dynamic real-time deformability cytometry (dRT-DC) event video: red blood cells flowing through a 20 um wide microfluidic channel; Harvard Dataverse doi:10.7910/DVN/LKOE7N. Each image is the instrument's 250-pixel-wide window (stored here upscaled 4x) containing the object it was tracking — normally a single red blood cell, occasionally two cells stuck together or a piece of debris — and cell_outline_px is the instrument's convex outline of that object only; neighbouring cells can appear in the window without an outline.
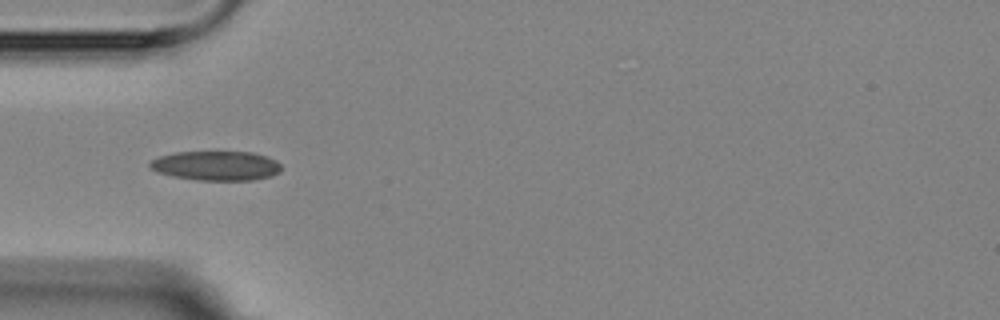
{"species": "Egyptian fruit bat (a non-hibernating species)", "species_latin": "Rousettus aegyptiacus", "temperature_condition": "room temperature", "stored_images_in_passage": 2, "camera_frame_rate_fps": 3000, "um_per_image_px": 0.085, "animal": {"sex": "female"}, "frame": {"image": 1, "passage_image": 1, "time_ms": 0.0, "image_size_px": [1000, 320], "cell_outline_px": [[280, 172], [272, 176], [252, 180], [196, 180], [172, 176], [156, 172], [148, 168], [148, 164], [152, 160], [160, 156], [176, 152], [252, 152], [268, 156], [276, 160], [280, 164]], "centroid_in_image_um": [18.36, 14.09], "position_along_channel_um": 66.6, "area_um2": 22.72}}
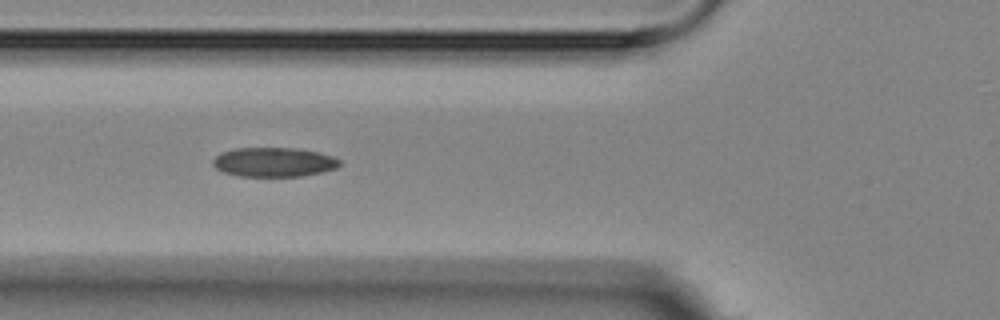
{"frame": {"image": 2, "passage_image": 2, "time_ms": 1.0, "image_size_px": [1000, 320], "cell_outline_px": [[340, 164], [336, 168], [320, 172], [300, 176], [240, 176], [224, 172], [216, 168], [212, 164], [212, 160], [220, 152], [236, 148], [296, 148], [320, 152], [332, 156], [340, 160]], "centroid_in_image_um": [23.26, 13.77], "position_along_channel_um": 102.5, "area_um2": 21.62}}